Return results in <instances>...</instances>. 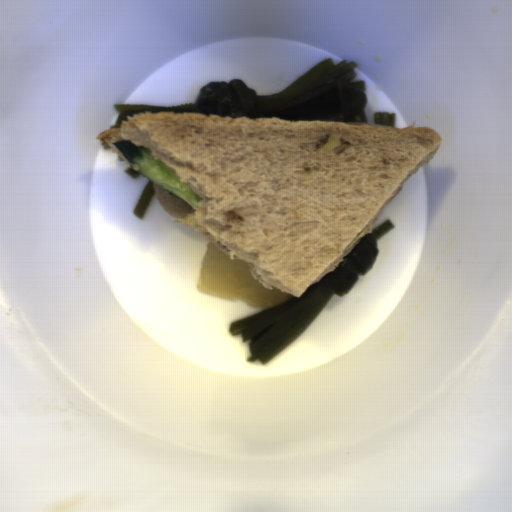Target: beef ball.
I'll return each instance as SVG.
<instances>
[{"instance_id": "obj_1", "label": "beef ball", "mask_w": 512, "mask_h": 512, "mask_svg": "<svg viewBox=\"0 0 512 512\" xmlns=\"http://www.w3.org/2000/svg\"><path fill=\"white\" fill-rule=\"evenodd\" d=\"M154 196L157 198L160 206L172 217L185 218L189 213L196 210L186 201L177 199L169 194L167 190L153 183Z\"/></svg>"}]
</instances>
